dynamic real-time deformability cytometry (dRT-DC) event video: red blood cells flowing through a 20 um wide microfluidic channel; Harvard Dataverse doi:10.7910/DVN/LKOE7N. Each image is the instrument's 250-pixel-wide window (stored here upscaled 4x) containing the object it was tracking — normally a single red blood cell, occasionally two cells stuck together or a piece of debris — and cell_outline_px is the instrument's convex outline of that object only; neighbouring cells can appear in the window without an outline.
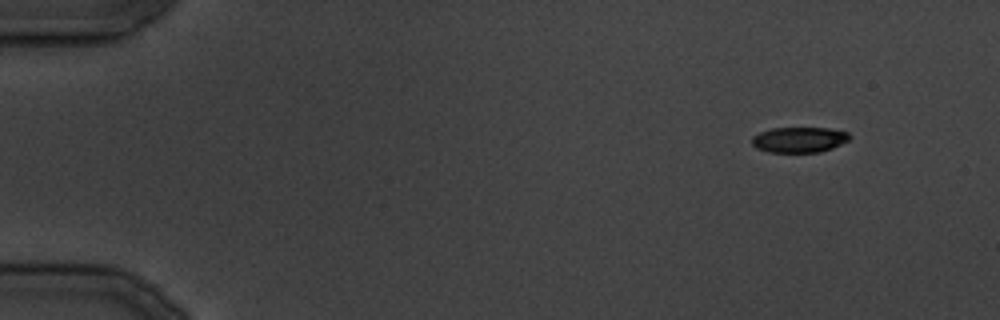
{"species": "common noctule bat (a hibernating species)", "species_latin": "Nyctalus noctula", "temperature_condition": "cold", "stored_images_in_passage": 9, "camera_frame_rate_fps": 3000, "um_per_image_px": 0.085, "animal": {"sex": "male", "body_mass_g": 19.5, "forearm_length_mm": 54.6}, "frame": {"image": 1, "passage_image": 1, "time_ms": 0.0, "image_size_px": [1000, 320], "cell_outline_px": [[852, 136], [848, 140], [832, 148], [820, 152], [768, 152], [756, 148], [752, 144], [752, 136], [760, 132], [772, 128], [828, 128], [848, 132]], "centroid_in_image_um": [67.93, 11.87], "position_along_channel_um": 17.1, "area_um2": 14.51}}
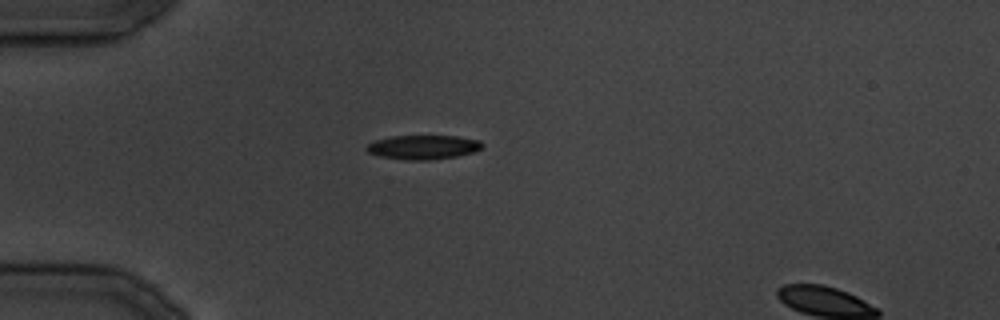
{"frame": {"image": 2, "passage_image": 7, "time_ms": 8.0, "image_size_px": [1000, 320], "cell_outline_px": [[484, 144], [476, 152], [456, 156], [428, 160], [404, 160], [380, 156], [368, 152], [364, 148], [368, 144], [376, 140], [388, 136], [456, 136], [480, 140]], "centroid_in_image_um": [35.97, 12.51], "position_along_channel_um": 49.0, "area_um2": 16.36}}